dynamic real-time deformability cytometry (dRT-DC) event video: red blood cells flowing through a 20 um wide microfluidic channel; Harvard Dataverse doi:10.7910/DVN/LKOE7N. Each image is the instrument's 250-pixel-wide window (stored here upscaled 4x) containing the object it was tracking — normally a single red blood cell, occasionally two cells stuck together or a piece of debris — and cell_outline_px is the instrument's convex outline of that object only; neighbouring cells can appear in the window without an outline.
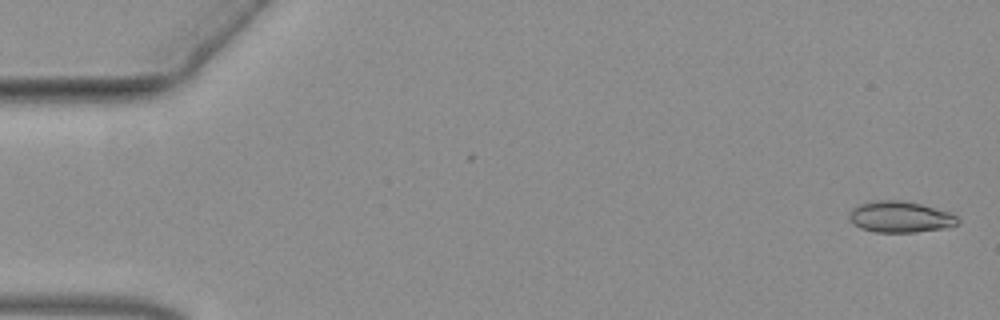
{"species": "common noctule bat (a hibernating species)", "species_latin": "Nyctalus noctula", "temperature_condition": "warm", "stored_images_in_passage": 51, "camera_frame_rate_fps": 3000, "um_per_image_px": 0.085, "animal": {"sex": "female", "body_mass_g": 19.3, "forearm_length_mm": 54.1}, "frame": {"image": 1, "passage_image": 2, "time_ms": 0.333, "image_size_px": [1000, 320], "cell_outline_px": [[960, 220], [956, 224], [944, 228], [916, 232], [876, 232], [860, 228], [848, 216], [852, 208], [860, 204], [872, 200], [900, 200], [920, 204], [948, 212], [956, 216]], "centroid_in_image_um": [76.5, 18.43], "position_along_channel_um": 8.5, "area_um2": 19.48}}
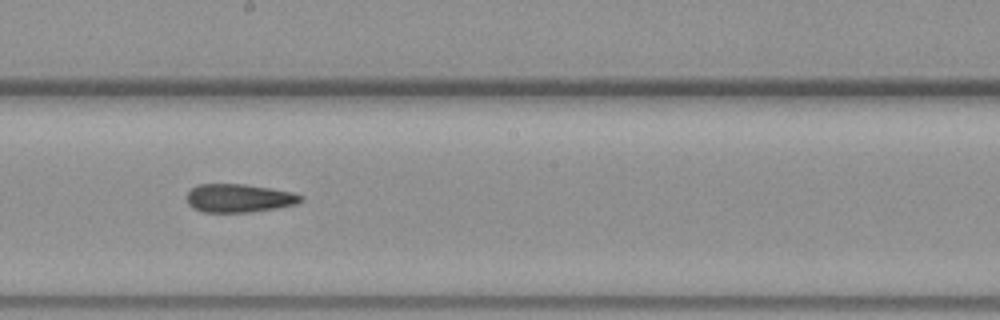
{"frame": {"image": 2, "passage_image": 32, "time_ms": 10.333, "image_size_px": [1000, 320], "cell_outline_px": [[304, 200], [296, 204], [276, 208], [248, 212], [204, 212], [192, 208], [188, 204], [188, 192], [196, 184], [244, 184], [292, 192], [304, 196]], "centroid_in_image_um": [20.32, 16.84], "position_along_channel_um": 227.9, "area_um2": 18.79}}
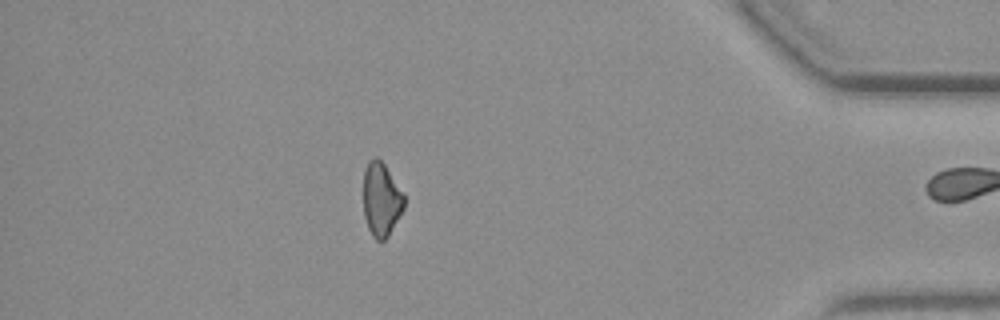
{"frame": {"image": 3, "passage_image": 50, "time_ms": 16.333, "image_size_px": [1000, 320], "cell_outline_px": [[404, 208], [388, 236], [384, 240], [376, 240], [372, 236], [368, 228], [364, 216], [364, 172], [368, 160], [376, 156], [384, 164], [404, 196]], "centroid_in_image_um": [32.39, 16.96], "position_along_channel_um": 402.8, "area_um2": 17.22}}